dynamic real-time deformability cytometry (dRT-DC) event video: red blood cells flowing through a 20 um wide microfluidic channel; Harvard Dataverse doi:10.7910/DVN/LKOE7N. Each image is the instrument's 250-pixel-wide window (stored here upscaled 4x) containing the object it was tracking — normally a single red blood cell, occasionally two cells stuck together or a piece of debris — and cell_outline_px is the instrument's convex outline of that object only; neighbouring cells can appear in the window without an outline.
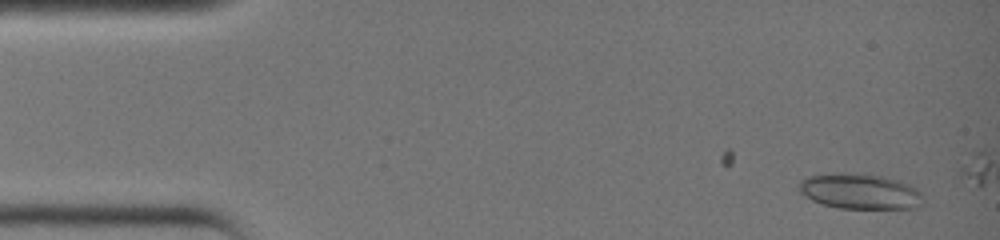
{"species": "common noctule bat (a hibernating species)", "species_latin": "Nyctalus noctula", "temperature_condition": "warm", "stored_images_in_passage": 7, "camera_frame_rate_fps": 3000, "um_per_image_px": 0.085, "animal": {"sex": "female", "body_mass_g": 19.0, "forearm_length_mm": 51.5}, "frame": {"image": 1, "passage_image": 1, "time_ms": 0.0, "image_size_px": [1000, 240], "cell_outline_px": [[920, 204], [916, 208], [840, 208], [824, 204], [812, 200], [800, 192], [800, 180], [808, 176], [828, 172], [864, 172], [884, 176], [900, 180], [908, 184], [920, 192]], "centroid_in_image_um": [73.06, 16.22], "position_along_channel_um": 11.9, "area_um2": 25.78}}